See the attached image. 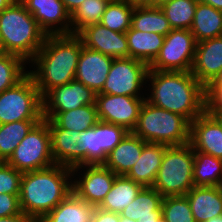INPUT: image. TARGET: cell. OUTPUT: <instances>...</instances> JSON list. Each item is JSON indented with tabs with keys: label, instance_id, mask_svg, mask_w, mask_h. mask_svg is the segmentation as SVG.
Returning <instances> with one entry per match:
<instances>
[{
	"label": "cell",
	"instance_id": "cell-1",
	"mask_svg": "<svg viewBox=\"0 0 222 222\" xmlns=\"http://www.w3.org/2000/svg\"><path fill=\"white\" fill-rule=\"evenodd\" d=\"M147 85L148 102L179 114L190 123L206 111V87L190 71L149 70Z\"/></svg>",
	"mask_w": 222,
	"mask_h": 222
},
{
	"label": "cell",
	"instance_id": "cell-2",
	"mask_svg": "<svg viewBox=\"0 0 222 222\" xmlns=\"http://www.w3.org/2000/svg\"><path fill=\"white\" fill-rule=\"evenodd\" d=\"M82 46L76 34L46 36L42 47L28 63V74L42 97L52 88L75 79Z\"/></svg>",
	"mask_w": 222,
	"mask_h": 222
},
{
	"label": "cell",
	"instance_id": "cell-3",
	"mask_svg": "<svg viewBox=\"0 0 222 222\" xmlns=\"http://www.w3.org/2000/svg\"><path fill=\"white\" fill-rule=\"evenodd\" d=\"M72 190V168L54 164L24 172L20 186V208L39 222L63 201Z\"/></svg>",
	"mask_w": 222,
	"mask_h": 222
},
{
	"label": "cell",
	"instance_id": "cell-4",
	"mask_svg": "<svg viewBox=\"0 0 222 222\" xmlns=\"http://www.w3.org/2000/svg\"><path fill=\"white\" fill-rule=\"evenodd\" d=\"M0 36L6 53L29 63L42 47L46 33L21 1H13L0 12Z\"/></svg>",
	"mask_w": 222,
	"mask_h": 222
},
{
	"label": "cell",
	"instance_id": "cell-5",
	"mask_svg": "<svg viewBox=\"0 0 222 222\" xmlns=\"http://www.w3.org/2000/svg\"><path fill=\"white\" fill-rule=\"evenodd\" d=\"M132 133L148 143L179 146L190 141V122L185 117L156 107L145 99Z\"/></svg>",
	"mask_w": 222,
	"mask_h": 222
},
{
	"label": "cell",
	"instance_id": "cell-6",
	"mask_svg": "<svg viewBox=\"0 0 222 222\" xmlns=\"http://www.w3.org/2000/svg\"><path fill=\"white\" fill-rule=\"evenodd\" d=\"M194 149L190 143L167 146L153 188L163 197L185 196L193 187Z\"/></svg>",
	"mask_w": 222,
	"mask_h": 222
},
{
	"label": "cell",
	"instance_id": "cell-7",
	"mask_svg": "<svg viewBox=\"0 0 222 222\" xmlns=\"http://www.w3.org/2000/svg\"><path fill=\"white\" fill-rule=\"evenodd\" d=\"M42 119V96L29 74L12 88L0 93V125Z\"/></svg>",
	"mask_w": 222,
	"mask_h": 222
},
{
	"label": "cell",
	"instance_id": "cell-8",
	"mask_svg": "<svg viewBox=\"0 0 222 222\" xmlns=\"http://www.w3.org/2000/svg\"><path fill=\"white\" fill-rule=\"evenodd\" d=\"M6 163L22 173L45 169L55 164L47 119H42L31 128Z\"/></svg>",
	"mask_w": 222,
	"mask_h": 222
},
{
	"label": "cell",
	"instance_id": "cell-9",
	"mask_svg": "<svg viewBox=\"0 0 222 222\" xmlns=\"http://www.w3.org/2000/svg\"><path fill=\"white\" fill-rule=\"evenodd\" d=\"M148 71L149 65L141 60L130 57L113 59L107 79L99 93L146 97Z\"/></svg>",
	"mask_w": 222,
	"mask_h": 222
},
{
	"label": "cell",
	"instance_id": "cell-10",
	"mask_svg": "<svg viewBox=\"0 0 222 222\" xmlns=\"http://www.w3.org/2000/svg\"><path fill=\"white\" fill-rule=\"evenodd\" d=\"M196 41L189 29H172L149 70L156 71H191Z\"/></svg>",
	"mask_w": 222,
	"mask_h": 222
},
{
	"label": "cell",
	"instance_id": "cell-11",
	"mask_svg": "<svg viewBox=\"0 0 222 222\" xmlns=\"http://www.w3.org/2000/svg\"><path fill=\"white\" fill-rule=\"evenodd\" d=\"M117 175L103 164L72 168V190L82 200L97 207L111 190Z\"/></svg>",
	"mask_w": 222,
	"mask_h": 222
},
{
	"label": "cell",
	"instance_id": "cell-12",
	"mask_svg": "<svg viewBox=\"0 0 222 222\" xmlns=\"http://www.w3.org/2000/svg\"><path fill=\"white\" fill-rule=\"evenodd\" d=\"M146 97L96 94L95 105L100 121L120 125L129 132L135 128Z\"/></svg>",
	"mask_w": 222,
	"mask_h": 222
},
{
	"label": "cell",
	"instance_id": "cell-13",
	"mask_svg": "<svg viewBox=\"0 0 222 222\" xmlns=\"http://www.w3.org/2000/svg\"><path fill=\"white\" fill-rule=\"evenodd\" d=\"M46 35L71 34V15L61 0H21Z\"/></svg>",
	"mask_w": 222,
	"mask_h": 222
},
{
	"label": "cell",
	"instance_id": "cell-14",
	"mask_svg": "<svg viewBox=\"0 0 222 222\" xmlns=\"http://www.w3.org/2000/svg\"><path fill=\"white\" fill-rule=\"evenodd\" d=\"M76 35L86 48L114 59L129 58L126 33L112 31L98 23L84 27Z\"/></svg>",
	"mask_w": 222,
	"mask_h": 222
},
{
	"label": "cell",
	"instance_id": "cell-15",
	"mask_svg": "<svg viewBox=\"0 0 222 222\" xmlns=\"http://www.w3.org/2000/svg\"><path fill=\"white\" fill-rule=\"evenodd\" d=\"M95 101L96 93L75 79L52 88L42 97L43 111H70Z\"/></svg>",
	"mask_w": 222,
	"mask_h": 222
},
{
	"label": "cell",
	"instance_id": "cell-16",
	"mask_svg": "<svg viewBox=\"0 0 222 222\" xmlns=\"http://www.w3.org/2000/svg\"><path fill=\"white\" fill-rule=\"evenodd\" d=\"M194 151L222 159V124L207 110L190 123V141Z\"/></svg>",
	"mask_w": 222,
	"mask_h": 222
},
{
	"label": "cell",
	"instance_id": "cell-17",
	"mask_svg": "<svg viewBox=\"0 0 222 222\" xmlns=\"http://www.w3.org/2000/svg\"><path fill=\"white\" fill-rule=\"evenodd\" d=\"M222 71V36L196 44L192 75L206 88Z\"/></svg>",
	"mask_w": 222,
	"mask_h": 222
},
{
	"label": "cell",
	"instance_id": "cell-18",
	"mask_svg": "<svg viewBox=\"0 0 222 222\" xmlns=\"http://www.w3.org/2000/svg\"><path fill=\"white\" fill-rule=\"evenodd\" d=\"M112 57L82 46L78 58L75 80L99 93L107 79Z\"/></svg>",
	"mask_w": 222,
	"mask_h": 222
},
{
	"label": "cell",
	"instance_id": "cell-19",
	"mask_svg": "<svg viewBox=\"0 0 222 222\" xmlns=\"http://www.w3.org/2000/svg\"><path fill=\"white\" fill-rule=\"evenodd\" d=\"M195 222L222 215V186H194L186 195Z\"/></svg>",
	"mask_w": 222,
	"mask_h": 222
},
{
	"label": "cell",
	"instance_id": "cell-20",
	"mask_svg": "<svg viewBox=\"0 0 222 222\" xmlns=\"http://www.w3.org/2000/svg\"><path fill=\"white\" fill-rule=\"evenodd\" d=\"M147 142L129 132L107 155L103 165L116 175H126L139 160Z\"/></svg>",
	"mask_w": 222,
	"mask_h": 222
},
{
	"label": "cell",
	"instance_id": "cell-21",
	"mask_svg": "<svg viewBox=\"0 0 222 222\" xmlns=\"http://www.w3.org/2000/svg\"><path fill=\"white\" fill-rule=\"evenodd\" d=\"M43 119L48 120V128H63L77 132L85 131L99 121L95 104L70 111H43Z\"/></svg>",
	"mask_w": 222,
	"mask_h": 222
},
{
	"label": "cell",
	"instance_id": "cell-22",
	"mask_svg": "<svg viewBox=\"0 0 222 222\" xmlns=\"http://www.w3.org/2000/svg\"><path fill=\"white\" fill-rule=\"evenodd\" d=\"M166 147L164 144L147 142L143 147L139 160L125 176L143 187H152Z\"/></svg>",
	"mask_w": 222,
	"mask_h": 222
},
{
	"label": "cell",
	"instance_id": "cell-23",
	"mask_svg": "<svg viewBox=\"0 0 222 222\" xmlns=\"http://www.w3.org/2000/svg\"><path fill=\"white\" fill-rule=\"evenodd\" d=\"M51 153L55 164L70 168L79 166V133L76 130L49 128Z\"/></svg>",
	"mask_w": 222,
	"mask_h": 222
},
{
	"label": "cell",
	"instance_id": "cell-24",
	"mask_svg": "<svg viewBox=\"0 0 222 222\" xmlns=\"http://www.w3.org/2000/svg\"><path fill=\"white\" fill-rule=\"evenodd\" d=\"M129 57L141 60L150 65L158 56L164 44L165 36L154 33L135 30L130 27L126 31Z\"/></svg>",
	"mask_w": 222,
	"mask_h": 222
},
{
	"label": "cell",
	"instance_id": "cell-25",
	"mask_svg": "<svg viewBox=\"0 0 222 222\" xmlns=\"http://www.w3.org/2000/svg\"><path fill=\"white\" fill-rule=\"evenodd\" d=\"M95 206L71 192L39 222H91Z\"/></svg>",
	"mask_w": 222,
	"mask_h": 222
},
{
	"label": "cell",
	"instance_id": "cell-26",
	"mask_svg": "<svg viewBox=\"0 0 222 222\" xmlns=\"http://www.w3.org/2000/svg\"><path fill=\"white\" fill-rule=\"evenodd\" d=\"M162 200L163 196L153 187H143L120 215L135 221L157 220L162 215Z\"/></svg>",
	"mask_w": 222,
	"mask_h": 222
},
{
	"label": "cell",
	"instance_id": "cell-27",
	"mask_svg": "<svg viewBox=\"0 0 222 222\" xmlns=\"http://www.w3.org/2000/svg\"><path fill=\"white\" fill-rule=\"evenodd\" d=\"M142 188V185L128 177L117 175L111 190L97 208L121 214L122 211L133 202Z\"/></svg>",
	"mask_w": 222,
	"mask_h": 222
},
{
	"label": "cell",
	"instance_id": "cell-28",
	"mask_svg": "<svg viewBox=\"0 0 222 222\" xmlns=\"http://www.w3.org/2000/svg\"><path fill=\"white\" fill-rule=\"evenodd\" d=\"M190 31L196 43L222 36V11L198 1Z\"/></svg>",
	"mask_w": 222,
	"mask_h": 222
},
{
	"label": "cell",
	"instance_id": "cell-29",
	"mask_svg": "<svg viewBox=\"0 0 222 222\" xmlns=\"http://www.w3.org/2000/svg\"><path fill=\"white\" fill-rule=\"evenodd\" d=\"M194 186H222V159L194 151Z\"/></svg>",
	"mask_w": 222,
	"mask_h": 222
},
{
	"label": "cell",
	"instance_id": "cell-30",
	"mask_svg": "<svg viewBox=\"0 0 222 222\" xmlns=\"http://www.w3.org/2000/svg\"><path fill=\"white\" fill-rule=\"evenodd\" d=\"M131 27L135 30L154 32L163 36H166L172 30L160 7L134 8Z\"/></svg>",
	"mask_w": 222,
	"mask_h": 222
},
{
	"label": "cell",
	"instance_id": "cell-31",
	"mask_svg": "<svg viewBox=\"0 0 222 222\" xmlns=\"http://www.w3.org/2000/svg\"><path fill=\"white\" fill-rule=\"evenodd\" d=\"M41 120H24L0 125V162H6L31 128Z\"/></svg>",
	"mask_w": 222,
	"mask_h": 222
},
{
	"label": "cell",
	"instance_id": "cell-32",
	"mask_svg": "<svg viewBox=\"0 0 222 222\" xmlns=\"http://www.w3.org/2000/svg\"><path fill=\"white\" fill-rule=\"evenodd\" d=\"M110 1L111 0H84L71 14V34H77L88 25L100 23Z\"/></svg>",
	"mask_w": 222,
	"mask_h": 222
},
{
	"label": "cell",
	"instance_id": "cell-33",
	"mask_svg": "<svg viewBox=\"0 0 222 222\" xmlns=\"http://www.w3.org/2000/svg\"><path fill=\"white\" fill-rule=\"evenodd\" d=\"M198 0H171L160 8L172 29H189L192 26Z\"/></svg>",
	"mask_w": 222,
	"mask_h": 222
},
{
	"label": "cell",
	"instance_id": "cell-34",
	"mask_svg": "<svg viewBox=\"0 0 222 222\" xmlns=\"http://www.w3.org/2000/svg\"><path fill=\"white\" fill-rule=\"evenodd\" d=\"M134 8L125 0H111L103 13L100 24L115 32L126 33L131 27Z\"/></svg>",
	"mask_w": 222,
	"mask_h": 222
},
{
	"label": "cell",
	"instance_id": "cell-35",
	"mask_svg": "<svg viewBox=\"0 0 222 222\" xmlns=\"http://www.w3.org/2000/svg\"><path fill=\"white\" fill-rule=\"evenodd\" d=\"M27 65L19 56L0 55V93L15 86L28 74Z\"/></svg>",
	"mask_w": 222,
	"mask_h": 222
},
{
	"label": "cell",
	"instance_id": "cell-36",
	"mask_svg": "<svg viewBox=\"0 0 222 222\" xmlns=\"http://www.w3.org/2000/svg\"><path fill=\"white\" fill-rule=\"evenodd\" d=\"M79 166L101 164V147L99 140V121L85 131L79 133Z\"/></svg>",
	"mask_w": 222,
	"mask_h": 222
},
{
	"label": "cell",
	"instance_id": "cell-37",
	"mask_svg": "<svg viewBox=\"0 0 222 222\" xmlns=\"http://www.w3.org/2000/svg\"><path fill=\"white\" fill-rule=\"evenodd\" d=\"M161 208L167 222H195L186 196L163 197Z\"/></svg>",
	"mask_w": 222,
	"mask_h": 222
},
{
	"label": "cell",
	"instance_id": "cell-38",
	"mask_svg": "<svg viewBox=\"0 0 222 222\" xmlns=\"http://www.w3.org/2000/svg\"><path fill=\"white\" fill-rule=\"evenodd\" d=\"M129 131L120 125L99 120V140L101 147V164L106 161L107 155L114 149Z\"/></svg>",
	"mask_w": 222,
	"mask_h": 222
},
{
	"label": "cell",
	"instance_id": "cell-39",
	"mask_svg": "<svg viewBox=\"0 0 222 222\" xmlns=\"http://www.w3.org/2000/svg\"><path fill=\"white\" fill-rule=\"evenodd\" d=\"M22 175L6 162H0V194L19 195Z\"/></svg>",
	"mask_w": 222,
	"mask_h": 222
},
{
	"label": "cell",
	"instance_id": "cell-40",
	"mask_svg": "<svg viewBox=\"0 0 222 222\" xmlns=\"http://www.w3.org/2000/svg\"><path fill=\"white\" fill-rule=\"evenodd\" d=\"M19 195L0 194V217L21 213Z\"/></svg>",
	"mask_w": 222,
	"mask_h": 222
},
{
	"label": "cell",
	"instance_id": "cell-41",
	"mask_svg": "<svg viewBox=\"0 0 222 222\" xmlns=\"http://www.w3.org/2000/svg\"><path fill=\"white\" fill-rule=\"evenodd\" d=\"M206 110L222 112V88H206Z\"/></svg>",
	"mask_w": 222,
	"mask_h": 222
},
{
	"label": "cell",
	"instance_id": "cell-42",
	"mask_svg": "<svg viewBox=\"0 0 222 222\" xmlns=\"http://www.w3.org/2000/svg\"><path fill=\"white\" fill-rule=\"evenodd\" d=\"M120 214L104 211L100 208L95 207L91 222H119Z\"/></svg>",
	"mask_w": 222,
	"mask_h": 222
},
{
	"label": "cell",
	"instance_id": "cell-43",
	"mask_svg": "<svg viewBox=\"0 0 222 222\" xmlns=\"http://www.w3.org/2000/svg\"><path fill=\"white\" fill-rule=\"evenodd\" d=\"M0 222H37L32 216L26 215L24 212L13 216L0 217Z\"/></svg>",
	"mask_w": 222,
	"mask_h": 222
},
{
	"label": "cell",
	"instance_id": "cell-44",
	"mask_svg": "<svg viewBox=\"0 0 222 222\" xmlns=\"http://www.w3.org/2000/svg\"><path fill=\"white\" fill-rule=\"evenodd\" d=\"M68 11V13L71 15L84 0H61Z\"/></svg>",
	"mask_w": 222,
	"mask_h": 222
},
{
	"label": "cell",
	"instance_id": "cell-45",
	"mask_svg": "<svg viewBox=\"0 0 222 222\" xmlns=\"http://www.w3.org/2000/svg\"><path fill=\"white\" fill-rule=\"evenodd\" d=\"M133 8L138 7H153V0H125Z\"/></svg>",
	"mask_w": 222,
	"mask_h": 222
},
{
	"label": "cell",
	"instance_id": "cell-46",
	"mask_svg": "<svg viewBox=\"0 0 222 222\" xmlns=\"http://www.w3.org/2000/svg\"><path fill=\"white\" fill-rule=\"evenodd\" d=\"M198 1L210 5L217 10L222 11V0H198Z\"/></svg>",
	"mask_w": 222,
	"mask_h": 222
},
{
	"label": "cell",
	"instance_id": "cell-47",
	"mask_svg": "<svg viewBox=\"0 0 222 222\" xmlns=\"http://www.w3.org/2000/svg\"><path fill=\"white\" fill-rule=\"evenodd\" d=\"M207 88H222V71Z\"/></svg>",
	"mask_w": 222,
	"mask_h": 222
},
{
	"label": "cell",
	"instance_id": "cell-48",
	"mask_svg": "<svg viewBox=\"0 0 222 222\" xmlns=\"http://www.w3.org/2000/svg\"><path fill=\"white\" fill-rule=\"evenodd\" d=\"M14 0H0V12L7 8Z\"/></svg>",
	"mask_w": 222,
	"mask_h": 222
},
{
	"label": "cell",
	"instance_id": "cell-49",
	"mask_svg": "<svg viewBox=\"0 0 222 222\" xmlns=\"http://www.w3.org/2000/svg\"><path fill=\"white\" fill-rule=\"evenodd\" d=\"M170 1L171 0H153V7H161L163 4Z\"/></svg>",
	"mask_w": 222,
	"mask_h": 222
},
{
	"label": "cell",
	"instance_id": "cell-50",
	"mask_svg": "<svg viewBox=\"0 0 222 222\" xmlns=\"http://www.w3.org/2000/svg\"><path fill=\"white\" fill-rule=\"evenodd\" d=\"M138 222H167L163 215H161L157 220H148V221H138Z\"/></svg>",
	"mask_w": 222,
	"mask_h": 222
},
{
	"label": "cell",
	"instance_id": "cell-51",
	"mask_svg": "<svg viewBox=\"0 0 222 222\" xmlns=\"http://www.w3.org/2000/svg\"><path fill=\"white\" fill-rule=\"evenodd\" d=\"M210 114H213L222 124V112H209Z\"/></svg>",
	"mask_w": 222,
	"mask_h": 222
},
{
	"label": "cell",
	"instance_id": "cell-52",
	"mask_svg": "<svg viewBox=\"0 0 222 222\" xmlns=\"http://www.w3.org/2000/svg\"><path fill=\"white\" fill-rule=\"evenodd\" d=\"M6 53V50L4 48V45H3V42H2V39H1V36H0V55H3Z\"/></svg>",
	"mask_w": 222,
	"mask_h": 222
},
{
	"label": "cell",
	"instance_id": "cell-53",
	"mask_svg": "<svg viewBox=\"0 0 222 222\" xmlns=\"http://www.w3.org/2000/svg\"><path fill=\"white\" fill-rule=\"evenodd\" d=\"M206 222H222V215L221 216H216L215 218H212Z\"/></svg>",
	"mask_w": 222,
	"mask_h": 222
},
{
	"label": "cell",
	"instance_id": "cell-54",
	"mask_svg": "<svg viewBox=\"0 0 222 222\" xmlns=\"http://www.w3.org/2000/svg\"><path fill=\"white\" fill-rule=\"evenodd\" d=\"M119 222H138V221H135V220H132V219H129V218H125V217H122L120 215V221Z\"/></svg>",
	"mask_w": 222,
	"mask_h": 222
}]
</instances>
